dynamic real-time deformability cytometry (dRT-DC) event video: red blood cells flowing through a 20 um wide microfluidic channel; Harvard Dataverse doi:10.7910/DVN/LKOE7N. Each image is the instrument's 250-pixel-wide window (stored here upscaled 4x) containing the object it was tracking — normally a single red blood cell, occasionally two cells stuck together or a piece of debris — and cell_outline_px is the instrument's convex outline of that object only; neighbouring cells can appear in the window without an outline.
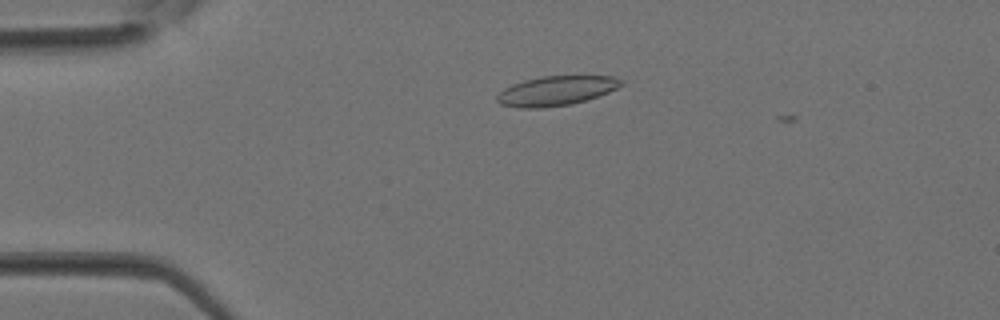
{"species": "Egyptian fruit bat (a non-hibernating species)", "species_latin": "Rousettus aegyptiacus", "temperature_condition": "room temperature", "stored_images_in_passage": 2, "camera_frame_rate_fps": 3000, "um_per_image_px": 0.085, "animal": {"sex": "female"}, "frame": {"image": 1, "passage_image": 1, "time_ms": 0.0, "image_size_px": [1000, 320], "cell_outline_px": [[624, 84], [608, 92], [572, 104], [544, 108], [516, 108], [500, 104], [496, 100], [496, 96], [504, 88], [512, 84], [524, 80], [540, 76], [616, 76], [624, 80]], "centroid_in_image_um": [47.25, 7.71], "position_along_channel_um": 37.7, "area_um2": 21.5}}